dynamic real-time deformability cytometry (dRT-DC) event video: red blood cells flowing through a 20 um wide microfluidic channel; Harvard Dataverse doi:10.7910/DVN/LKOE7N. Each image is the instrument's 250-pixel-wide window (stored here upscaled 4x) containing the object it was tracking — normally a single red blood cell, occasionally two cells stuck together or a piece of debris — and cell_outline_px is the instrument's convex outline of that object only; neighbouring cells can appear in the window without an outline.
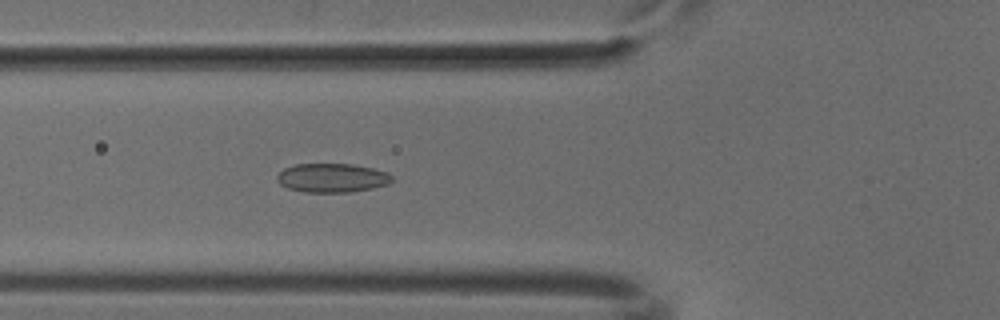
{"species": "common noctule bat (a hibernating species)", "species_latin": "Nyctalus noctula", "temperature_condition": "cold", "stored_images_in_passage": 27, "camera_frame_rate_fps": 3000, "um_per_image_px": 0.085, "animal": {"sex": "male", "body_mass_g": 18.8}, "frame": {"image": 1, "passage_image": 8, "time_ms": 2.333, "image_size_px": [1000, 320], "cell_outline_px": [[392, 180], [388, 184], [372, 188], [352, 192], [304, 192], [288, 188], [280, 184], [276, 180], [276, 176], [284, 168], [296, 164], [352, 164], [372, 168], [388, 172], [392, 176]], "centroid_in_image_um": [28.22, 15.12], "position_along_channel_um": 97.6, "area_um2": 19.42}}
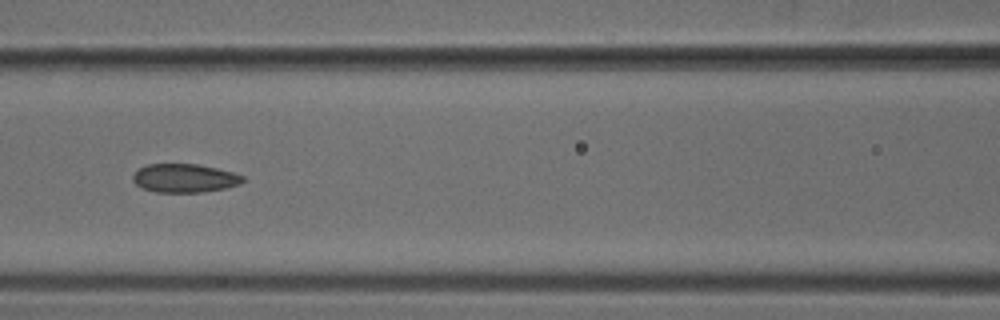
{"frame": {"image": 2, "passage_image": 12, "time_ms": 3.667, "image_size_px": [1000, 320], "cell_outline_px": [[244, 180], [240, 184], [224, 188], [200, 192], [156, 192], [140, 188], [132, 180], [132, 176], [140, 168], [148, 164], [196, 164], [216, 168], [232, 172], [244, 176]], "centroid_in_image_um": [15.66, 15.14], "position_along_channel_um": 150.9, "area_um2": 18.21}}